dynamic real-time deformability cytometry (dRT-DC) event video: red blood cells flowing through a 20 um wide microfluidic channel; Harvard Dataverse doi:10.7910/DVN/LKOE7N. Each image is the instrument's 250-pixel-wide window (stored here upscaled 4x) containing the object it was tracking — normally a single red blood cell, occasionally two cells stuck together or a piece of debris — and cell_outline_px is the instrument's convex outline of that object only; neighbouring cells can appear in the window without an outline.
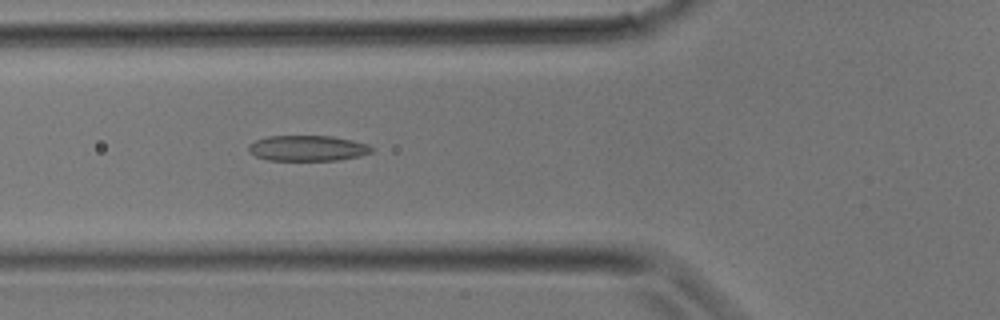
{"species": "common noctule bat (a hibernating species)", "species_latin": "Nyctalus noctula", "temperature_condition": "room temperature", "stored_images_in_passage": 12, "camera_frame_rate_fps": 3000, "um_per_image_px": 0.085, "animal": {"sex": "male", "body_mass_g": 17.9}, "frame": {"image": 1, "passage_image": 12, "time_ms": 3.667, "image_size_px": [1000, 320], "cell_outline_px": [[376, 148], [372, 152], [360, 156], [340, 160], [268, 160], [256, 156], [248, 152], [248, 144], [256, 140], [268, 136], [332, 136], [352, 140], [368, 144]], "centroid_in_image_um": [26.17, 12.6], "position_along_channel_um": 99.6, "area_um2": 18.5}}